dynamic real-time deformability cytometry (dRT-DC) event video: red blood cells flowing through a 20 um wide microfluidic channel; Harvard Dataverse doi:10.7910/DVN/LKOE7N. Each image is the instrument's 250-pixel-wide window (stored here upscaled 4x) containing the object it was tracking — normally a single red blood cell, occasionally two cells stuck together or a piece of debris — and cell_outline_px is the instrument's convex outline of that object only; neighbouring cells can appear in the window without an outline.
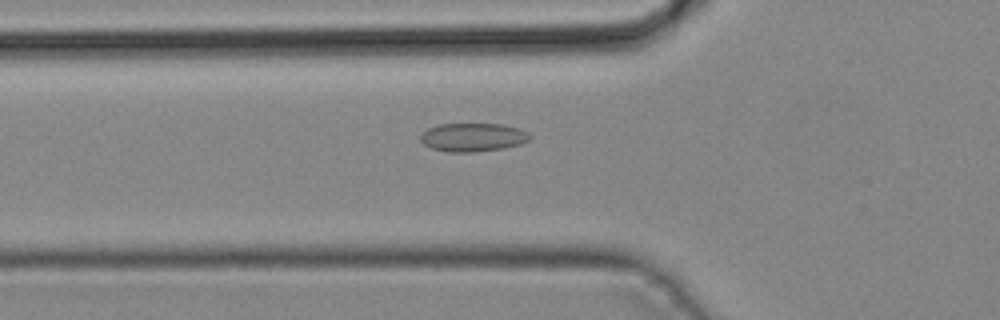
{"species": "common noctule bat (a hibernating species)", "species_latin": "Nyctalus noctula", "temperature_condition": "cold", "stored_images_in_passage": 43, "camera_frame_rate_fps": 3000, "um_per_image_px": 0.085, "animal": {"sex": "male", "body_mass_g": 19.2, "forearm_length_mm": 51.8}, "frame": {"image": 1, "passage_image": 15, "time_ms": 4.667, "image_size_px": [1000, 320], "cell_outline_px": [[532, 136], [528, 140], [520, 144], [504, 148], [472, 152], [448, 152], [432, 148], [424, 144], [420, 140], [420, 136], [428, 128], [440, 124], [500, 124], [516, 128], [528, 132]], "centroid_in_image_um": [40.19, 11.67], "position_along_channel_um": 85.6, "area_um2": 17.98}}
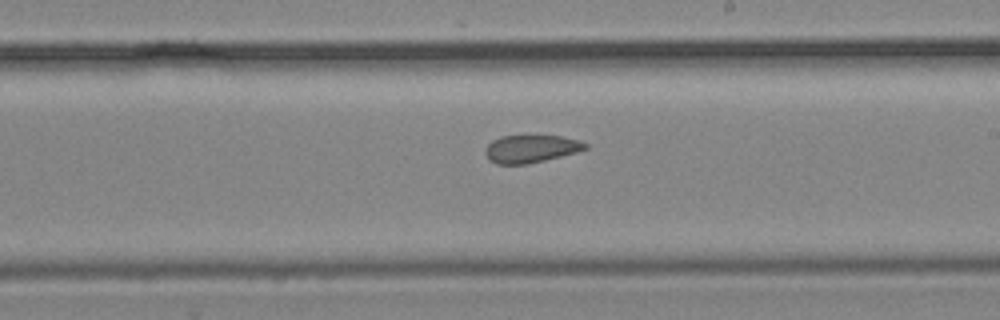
{"frame": {"image": 2, "passage_image": 25, "time_ms": 8.0, "image_size_px": [1000, 320], "cell_outline_px": [[588, 148], [576, 152], [528, 164], [496, 164], [484, 152], [484, 148], [492, 140], [500, 136], [560, 136], [580, 140], [588, 144]], "centroid_in_image_um": [45.13, 12.64], "position_along_channel_um": 243.9, "area_um2": 16.01}}
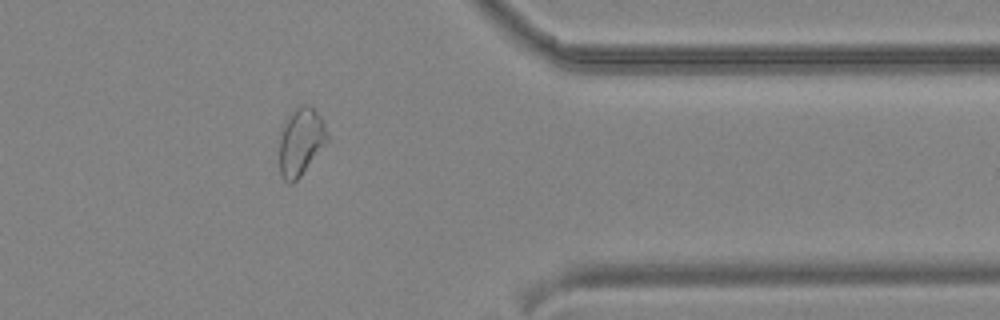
{"frame": {"image": 3, "passage_image": 35, "time_ms": 11.333, "image_size_px": [1000, 320], "cell_outline_px": [[328, 140], [300, 176], [292, 184], [288, 184], [284, 180], [280, 172], [280, 132], [288, 116], [296, 108], [304, 104], [312, 108], [324, 120], [328, 136]], "centroid_in_image_um": [25.56, 12.05], "position_along_channel_um": 385.8, "area_um2": 18.55}}